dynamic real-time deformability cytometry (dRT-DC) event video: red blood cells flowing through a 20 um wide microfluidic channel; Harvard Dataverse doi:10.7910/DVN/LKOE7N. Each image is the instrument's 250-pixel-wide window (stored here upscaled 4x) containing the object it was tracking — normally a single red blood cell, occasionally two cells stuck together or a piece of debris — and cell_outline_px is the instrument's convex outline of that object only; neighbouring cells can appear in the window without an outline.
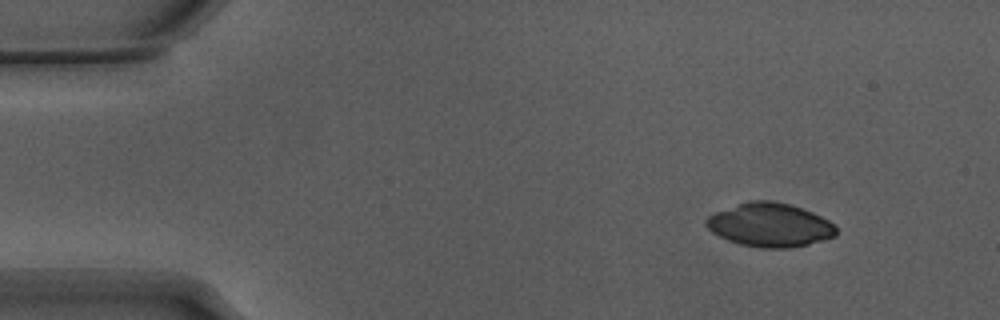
{"species": "Egyptian fruit bat (a non-hibernating species)", "species_latin": "Rousettus aegyptiacus", "temperature_condition": "warm", "stored_images_in_passage": 48, "camera_frame_rate_fps": 3000, "um_per_image_px": 0.085, "animal": {"sex": "male"}, "frame": {"image": 1, "passage_image": 1, "time_ms": 0.0, "image_size_px": [1000, 320], "cell_outline_px": [[836, 236], [808, 244], [788, 248], [760, 248], [740, 244], [728, 240], [712, 232], [704, 224], [704, 220], [708, 216], [716, 212], [748, 200], [772, 200], [788, 204], [812, 212], [836, 224]], "centroid_in_image_um": [65.43, 19.12], "position_along_channel_um": 19.6, "area_um2": 33.06}}
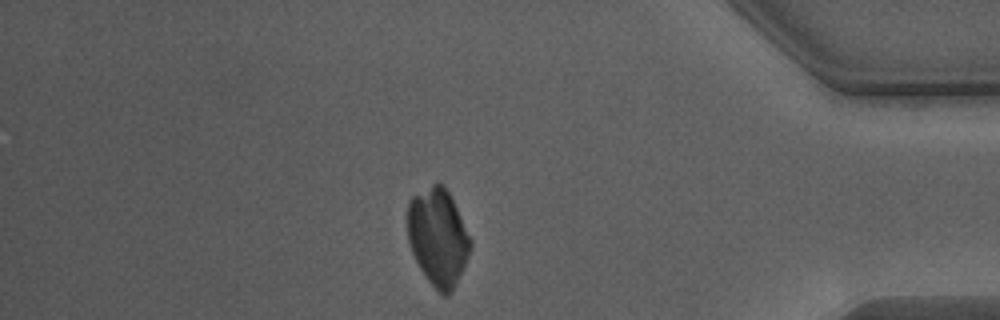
{"frame": {"image": 2, "passage_image": 41, "time_ms": 13.333, "image_size_px": [1000, 320], "cell_outline_px": [[472, 244], [468, 256], [448, 296], [444, 296], [424, 276], [412, 252], [408, 240], [408, 200], [412, 196], [432, 184], [444, 184], [472, 240]], "centroid_in_image_um": [37.21, 20.12], "position_along_channel_um": 398.0, "area_um2": 34.97}}